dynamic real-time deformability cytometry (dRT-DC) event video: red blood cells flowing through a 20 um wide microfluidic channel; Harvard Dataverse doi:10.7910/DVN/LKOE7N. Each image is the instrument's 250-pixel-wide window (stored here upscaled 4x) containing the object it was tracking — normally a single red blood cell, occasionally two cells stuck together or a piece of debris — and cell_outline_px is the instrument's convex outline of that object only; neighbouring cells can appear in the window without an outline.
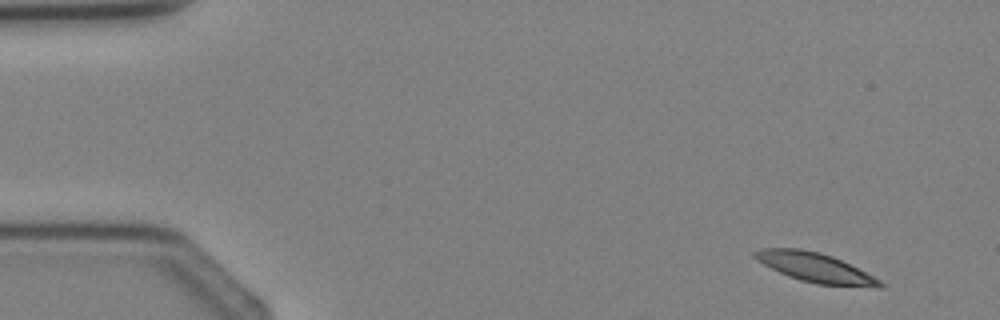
{"species": "Egyptian fruit bat (a non-hibernating species)", "species_latin": "Rousettus aegyptiacus", "temperature_condition": "cold", "stored_images_in_passage": 3, "camera_frame_rate_fps": 3000, "um_per_image_px": 0.085, "animal": {"sex": "female"}, "frame": {"image": 1, "passage_image": 1, "time_ms": 0.0, "image_size_px": [1000, 320], "cell_outline_px": [[884, 288], [876, 288], [816, 284], [800, 280], [788, 276], [756, 260], [752, 256], [752, 252], [760, 248], [800, 248], [820, 252], [832, 256], [880, 280], [884, 284]], "centroid_in_image_um": [69.27, 22.75], "position_along_channel_um": 15.7, "area_um2": 21.39}}
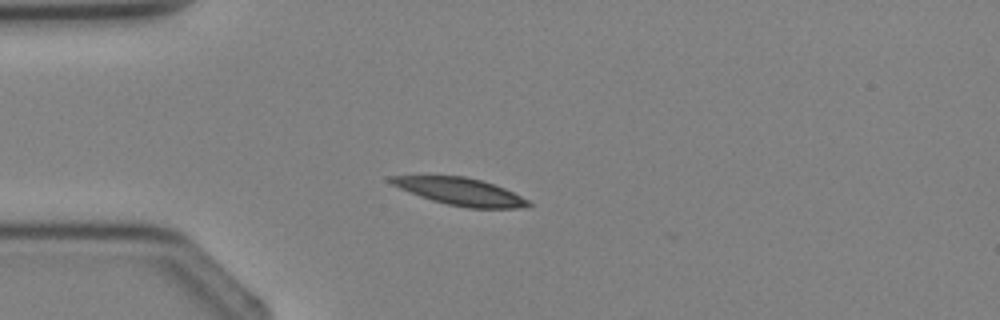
{"frame": {"image": 2, "passage_image": 3, "time_ms": 2.333, "image_size_px": [1000, 320], "cell_outline_px": [[532, 204], [524, 208], [468, 208], [448, 204], [432, 200], [420, 196], [400, 188], [384, 180], [384, 176], [464, 176], [480, 180], [504, 188], [528, 200]], "centroid_in_image_um": [39.08, 16.28], "position_along_channel_um": 45.9, "area_um2": 21.68}}